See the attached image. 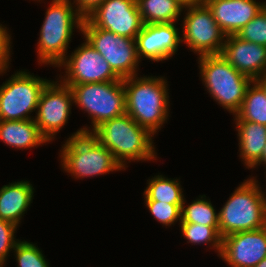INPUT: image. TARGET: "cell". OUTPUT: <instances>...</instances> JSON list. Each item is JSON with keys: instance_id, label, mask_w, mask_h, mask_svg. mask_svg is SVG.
<instances>
[{"instance_id": "cell-1", "label": "cell", "mask_w": 266, "mask_h": 267, "mask_svg": "<svg viewBox=\"0 0 266 267\" xmlns=\"http://www.w3.org/2000/svg\"><path fill=\"white\" fill-rule=\"evenodd\" d=\"M164 78L135 75L123 79L126 114L152 135L169 119V89Z\"/></svg>"}, {"instance_id": "cell-2", "label": "cell", "mask_w": 266, "mask_h": 267, "mask_svg": "<svg viewBox=\"0 0 266 267\" xmlns=\"http://www.w3.org/2000/svg\"><path fill=\"white\" fill-rule=\"evenodd\" d=\"M101 145L110 150L123 169L126 161L156 160L153 137L128 114L103 122L90 133Z\"/></svg>"}, {"instance_id": "cell-3", "label": "cell", "mask_w": 266, "mask_h": 267, "mask_svg": "<svg viewBox=\"0 0 266 267\" xmlns=\"http://www.w3.org/2000/svg\"><path fill=\"white\" fill-rule=\"evenodd\" d=\"M71 0H52L40 29L37 53L39 64L59 66L66 58L73 29L81 31L83 18Z\"/></svg>"}, {"instance_id": "cell-4", "label": "cell", "mask_w": 266, "mask_h": 267, "mask_svg": "<svg viewBox=\"0 0 266 267\" xmlns=\"http://www.w3.org/2000/svg\"><path fill=\"white\" fill-rule=\"evenodd\" d=\"M258 183L254 176L244 180L224 203L218 212L221 238L266 226V194Z\"/></svg>"}, {"instance_id": "cell-5", "label": "cell", "mask_w": 266, "mask_h": 267, "mask_svg": "<svg viewBox=\"0 0 266 267\" xmlns=\"http://www.w3.org/2000/svg\"><path fill=\"white\" fill-rule=\"evenodd\" d=\"M59 156L62 169L73 178H87L121 171L122 166L112 152L101 145L91 134L77 130L64 142Z\"/></svg>"}, {"instance_id": "cell-6", "label": "cell", "mask_w": 266, "mask_h": 267, "mask_svg": "<svg viewBox=\"0 0 266 267\" xmlns=\"http://www.w3.org/2000/svg\"><path fill=\"white\" fill-rule=\"evenodd\" d=\"M198 64L199 74L210 97L229 113L236 115L253 80L240 73L221 54L200 56Z\"/></svg>"}, {"instance_id": "cell-7", "label": "cell", "mask_w": 266, "mask_h": 267, "mask_svg": "<svg viewBox=\"0 0 266 267\" xmlns=\"http://www.w3.org/2000/svg\"><path fill=\"white\" fill-rule=\"evenodd\" d=\"M73 92L74 104L89 114L90 127L80 128L90 134L103 122L126 114V101L123 79L112 82L65 84Z\"/></svg>"}, {"instance_id": "cell-8", "label": "cell", "mask_w": 266, "mask_h": 267, "mask_svg": "<svg viewBox=\"0 0 266 267\" xmlns=\"http://www.w3.org/2000/svg\"><path fill=\"white\" fill-rule=\"evenodd\" d=\"M51 80L25 70L17 71L0 86V120H29L37 112L40 95Z\"/></svg>"}, {"instance_id": "cell-9", "label": "cell", "mask_w": 266, "mask_h": 267, "mask_svg": "<svg viewBox=\"0 0 266 267\" xmlns=\"http://www.w3.org/2000/svg\"><path fill=\"white\" fill-rule=\"evenodd\" d=\"M81 33L120 79L138 74V64L141 60L138 57L135 39L94 27L87 19H83Z\"/></svg>"}, {"instance_id": "cell-10", "label": "cell", "mask_w": 266, "mask_h": 267, "mask_svg": "<svg viewBox=\"0 0 266 267\" xmlns=\"http://www.w3.org/2000/svg\"><path fill=\"white\" fill-rule=\"evenodd\" d=\"M185 9V10H184ZM182 42L199 56L221 54L226 35L203 2L183 8Z\"/></svg>"}, {"instance_id": "cell-11", "label": "cell", "mask_w": 266, "mask_h": 267, "mask_svg": "<svg viewBox=\"0 0 266 267\" xmlns=\"http://www.w3.org/2000/svg\"><path fill=\"white\" fill-rule=\"evenodd\" d=\"M73 103L71 87L60 80L50 81L44 87L34 120L48 142L53 141L54 136L68 123Z\"/></svg>"}, {"instance_id": "cell-12", "label": "cell", "mask_w": 266, "mask_h": 267, "mask_svg": "<svg viewBox=\"0 0 266 267\" xmlns=\"http://www.w3.org/2000/svg\"><path fill=\"white\" fill-rule=\"evenodd\" d=\"M84 41L57 66L66 70L60 81L63 84H84L120 80L103 56L86 39Z\"/></svg>"}, {"instance_id": "cell-13", "label": "cell", "mask_w": 266, "mask_h": 267, "mask_svg": "<svg viewBox=\"0 0 266 267\" xmlns=\"http://www.w3.org/2000/svg\"><path fill=\"white\" fill-rule=\"evenodd\" d=\"M86 19L94 27L131 39L143 27L136 0H105Z\"/></svg>"}, {"instance_id": "cell-14", "label": "cell", "mask_w": 266, "mask_h": 267, "mask_svg": "<svg viewBox=\"0 0 266 267\" xmlns=\"http://www.w3.org/2000/svg\"><path fill=\"white\" fill-rule=\"evenodd\" d=\"M220 257L231 267H255L266 258V226L223 237Z\"/></svg>"}, {"instance_id": "cell-15", "label": "cell", "mask_w": 266, "mask_h": 267, "mask_svg": "<svg viewBox=\"0 0 266 267\" xmlns=\"http://www.w3.org/2000/svg\"><path fill=\"white\" fill-rule=\"evenodd\" d=\"M179 34L176 22L143 24L135 39L139 59L159 62L172 58L182 43Z\"/></svg>"}, {"instance_id": "cell-16", "label": "cell", "mask_w": 266, "mask_h": 267, "mask_svg": "<svg viewBox=\"0 0 266 267\" xmlns=\"http://www.w3.org/2000/svg\"><path fill=\"white\" fill-rule=\"evenodd\" d=\"M223 58L240 73L256 80L266 73V47L248 42L237 35L226 36Z\"/></svg>"}, {"instance_id": "cell-17", "label": "cell", "mask_w": 266, "mask_h": 267, "mask_svg": "<svg viewBox=\"0 0 266 267\" xmlns=\"http://www.w3.org/2000/svg\"><path fill=\"white\" fill-rule=\"evenodd\" d=\"M204 3L226 36L236 35L266 6L256 0H204Z\"/></svg>"}, {"instance_id": "cell-18", "label": "cell", "mask_w": 266, "mask_h": 267, "mask_svg": "<svg viewBox=\"0 0 266 267\" xmlns=\"http://www.w3.org/2000/svg\"><path fill=\"white\" fill-rule=\"evenodd\" d=\"M29 182L15 181L0 188V219L20 224L34 197L35 189Z\"/></svg>"}, {"instance_id": "cell-19", "label": "cell", "mask_w": 266, "mask_h": 267, "mask_svg": "<svg viewBox=\"0 0 266 267\" xmlns=\"http://www.w3.org/2000/svg\"><path fill=\"white\" fill-rule=\"evenodd\" d=\"M238 131L240 157L249 169L257 167L266 146V125L235 120Z\"/></svg>"}, {"instance_id": "cell-20", "label": "cell", "mask_w": 266, "mask_h": 267, "mask_svg": "<svg viewBox=\"0 0 266 267\" xmlns=\"http://www.w3.org/2000/svg\"><path fill=\"white\" fill-rule=\"evenodd\" d=\"M0 140L16 149H29L48 140L41 134L34 119L0 120Z\"/></svg>"}, {"instance_id": "cell-21", "label": "cell", "mask_w": 266, "mask_h": 267, "mask_svg": "<svg viewBox=\"0 0 266 267\" xmlns=\"http://www.w3.org/2000/svg\"><path fill=\"white\" fill-rule=\"evenodd\" d=\"M143 24L175 23L183 12L176 0H136Z\"/></svg>"}, {"instance_id": "cell-22", "label": "cell", "mask_w": 266, "mask_h": 267, "mask_svg": "<svg viewBox=\"0 0 266 267\" xmlns=\"http://www.w3.org/2000/svg\"><path fill=\"white\" fill-rule=\"evenodd\" d=\"M144 190L145 201H159L168 204H183L184 195L179 179L156 175L148 179Z\"/></svg>"}, {"instance_id": "cell-23", "label": "cell", "mask_w": 266, "mask_h": 267, "mask_svg": "<svg viewBox=\"0 0 266 267\" xmlns=\"http://www.w3.org/2000/svg\"><path fill=\"white\" fill-rule=\"evenodd\" d=\"M251 84L247 88L241 109L234 115V120L266 125V93L255 80Z\"/></svg>"}, {"instance_id": "cell-24", "label": "cell", "mask_w": 266, "mask_h": 267, "mask_svg": "<svg viewBox=\"0 0 266 267\" xmlns=\"http://www.w3.org/2000/svg\"><path fill=\"white\" fill-rule=\"evenodd\" d=\"M205 197V195H200L187 207L185 206L186 199L184 198L180 223H197L212 226L219 233V213L214 209L210 199L208 201Z\"/></svg>"}, {"instance_id": "cell-25", "label": "cell", "mask_w": 266, "mask_h": 267, "mask_svg": "<svg viewBox=\"0 0 266 267\" xmlns=\"http://www.w3.org/2000/svg\"><path fill=\"white\" fill-rule=\"evenodd\" d=\"M182 236L191 244H209L212 245L220 256L222 251V238L220 234L212 227L197 223H179Z\"/></svg>"}, {"instance_id": "cell-26", "label": "cell", "mask_w": 266, "mask_h": 267, "mask_svg": "<svg viewBox=\"0 0 266 267\" xmlns=\"http://www.w3.org/2000/svg\"><path fill=\"white\" fill-rule=\"evenodd\" d=\"M17 267H49L42 250L33 242L19 241L14 248Z\"/></svg>"}, {"instance_id": "cell-27", "label": "cell", "mask_w": 266, "mask_h": 267, "mask_svg": "<svg viewBox=\"0 0 266 267\" xmlns=\"http://www.w3.org/2000/svg\"><path fill=\"white\" fill-rule=\"evenodd\" d=\"M236 35L245 41L266 47V6Z\"/></svg>"}, {"instance_id": "cell-28", "label": "cell", "mask_w": 266, "mask_h": 267, "mask_svg": "<svg viewBox=\"0 0 266 267\" xmlns=\"http://www.w3.org/2000/svg\"><path fill=\"white\" fill-rule=\"evenodd\" d=\"M146 207L155 220L163 226L170 227L181 221V207L183 204H168L159 201H145Z\"/></svg>"}, {"instance_id": "cell-29", "label": "cell", "mask_w": 266, "mask_h": 267, "mask_svg": "<svg viewBox=\"0 0 266 267\" xmlns=\"http://www.w3.org/2000/svg\"><path fill=\"white\" fill-rule=\"evenodd\" d=\"M17 225L0 219V263L5 265L10 251L14 250L15 245L20 241L15 237ZM8 255V256H7Z\"/></svg>"}, {"instance_id": "cell-30", "label": "cell", "mask_w": 266, "mask_h": 267, "mask_svg": "<svg viewBox=\"0 0 266 267\" xmlns=\"http://www.w3.org/2000/svg\"><path fill=\"white\" fill-rule=\"evenodd\" d=\"M7 27L0 25V74L6 73L9 67L11 57V36Z\"/></svg>"}, {"instance_id": "cell-31", "label": "cell", "mask_w": 266, "mask_h": 267, "mask_svg": "<svg viewBox=\"0 0 266 267\" xmlns=\"http://www.w3.org/2000/svg\"><path fill=\"white\" fill-rule=\"evenodd\" d=\"M105 0H73L74 8L78 14L86 19L91 13H93Z\"/></svg>"}, {"instance_id": "cell-32", "label": "cell", "mask_w": 266, "mask_h": 267, "mask_svg": "<svg viewBox=\"0 0 266 267\" xmlns=\"http://www.w3.org/2000/svg\"><path fill=\"white\" fill-rule=\"evenodd\" d=\"M176 1L179 2L183 7L200 4L204 2V0H176Z\"/></svg>"}, {"instance_id": "cell-33", "label": "cell", "mask_w": 266, "mask_h": 267, "mask_svg": "<svg viewBox=\"0 0 266 267\" xmlns=\"http://www.w3.org/2000/svg\"><path fill=\"white\" fill-rule=\"evenodd\" d=\"M266 93V73L255 80Z\"/></svg>"}, {"instance_id": "cell-34", "label": "cell", "mask_w": 266, "mask_h": 267, "mask_svg": "<svg viewBox=\"0 0 266 267\" xmlns=\"http://www.w3.org/2000/svg\"><path fill=\"white\" fill-rule=\"evenodd\" d=\"M261 164L262 165L265 164V166H266V146H265V148L263 150L261 161L257 164V166L261 165ZM265 169H266V167H265Z\"/></svg>"}, {"instance_id": "cell-35", "label": "cell", "mask_w": 266, "mask_h": 267, "mask_svg": "<svg viewBox=\"0 0 266 267\" xmlns=\"http://www.w3.org/2000/svg\"><path fill=\"white\" fill-rule=\"evenodd\" d=\"M255 267H266V258L262 259Z\"/></svg>"}]
</instances>
